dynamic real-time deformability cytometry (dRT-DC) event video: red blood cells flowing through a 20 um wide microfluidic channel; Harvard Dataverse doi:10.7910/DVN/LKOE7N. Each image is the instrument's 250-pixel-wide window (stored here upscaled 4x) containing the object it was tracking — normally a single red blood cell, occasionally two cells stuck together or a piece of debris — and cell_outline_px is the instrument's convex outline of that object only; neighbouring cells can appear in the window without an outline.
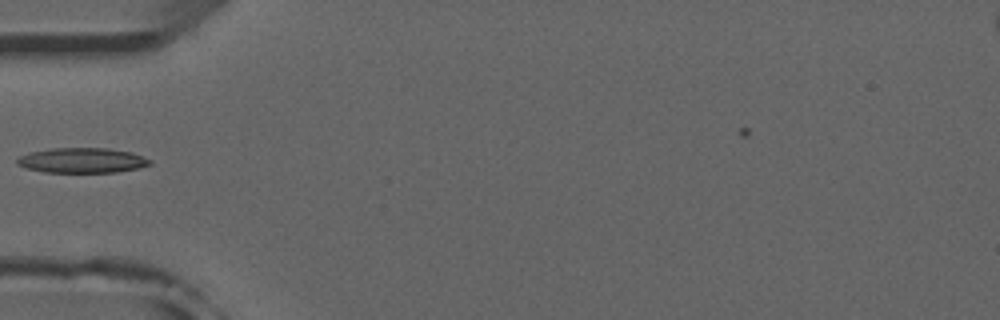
{"species": "common noctule bat (a hibernating species)", "species_latin": "Nyctalus noctula", "temperature_condition": "room temperature", "stored_images_in_passage": 35, "camera_frame_rate_fps": 3000, "um_per_image_px": 0.085, "animal": {"sex": "male", "forearm_length_mm": 52.5}, "frame": {"image": 1, "passage_image": 1, "time_ms": 0.0, "image_size_px": [1000, 320], "cell_outline_px": [[152, 164], [140, 168], [116, 172], [44, 172], [24, 168], [16, 164], [16, 160], [20, 156], [28, 152], [52, 148], [108, 148], [132, 152], [152, 160]], "centroid_in_image_um": [6.98, 13.63], "position_along_channel_um": 78.0, "area_um2": 19.59}}
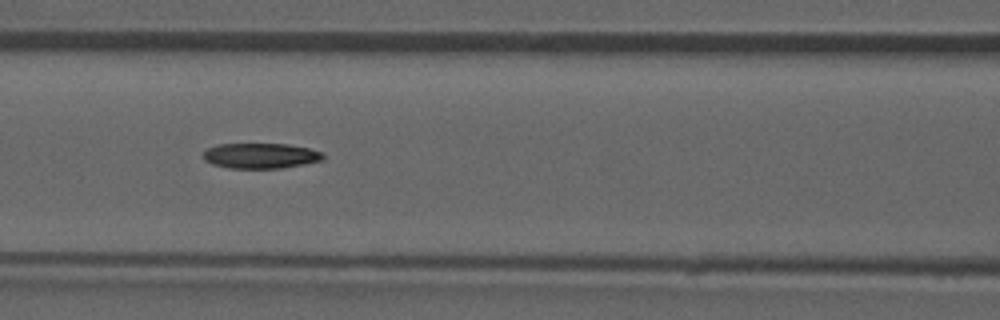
{"frame": {"image": 2, "passage_image": 6, "time_ms": 1.667, "image_size_px": [1000, 320], "cell_outline_px": [[324, 160], [304, 164], [280, 168], [228, 168], [212, 164], [204, 160], [200, 156], [208, 148], [216, 144], [288, 144], [308, 148], [324, 152]], "centroid_in_image_um": [22.14, 13.24], "position_along_channel_um": 144.5, "area_um2": 17.86}}